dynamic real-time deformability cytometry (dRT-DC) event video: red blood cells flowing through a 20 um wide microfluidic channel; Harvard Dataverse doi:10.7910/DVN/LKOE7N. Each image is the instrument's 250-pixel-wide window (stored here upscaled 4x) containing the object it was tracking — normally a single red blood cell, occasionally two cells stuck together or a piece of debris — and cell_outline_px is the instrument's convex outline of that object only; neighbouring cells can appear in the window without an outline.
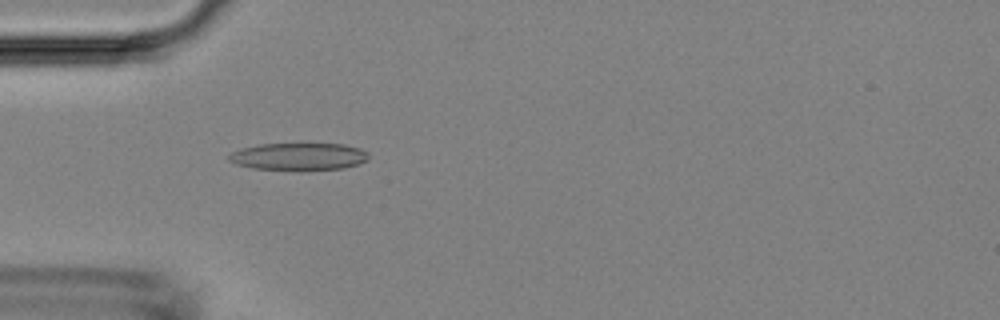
{"species": "Egyptian fruit bat (a non-hibernating species)", "species_latin": "Rousettus aegyptiacus", "temperature_condition": "room temperature", "stored_images_in_passage": 49, "camera_frame_rate_fps": 3000, "um_per_image_px": 0.085, "animal": {"sex": "female"}, "frame": {"image": 1, "passage_image": 15, "time_ms": 4.667, "image_size_px": [1000, 320], "cell_outline_px": [[368, 160], [360, 164], [344, 168], [308, 172], [300, 172], [252, 168], [236, 164], [228, 160], [228, 156], [232, 152], [240, 148], [260, 144], [344, 144], [360, 148], [368, 152]], "centroid_in_image_um": [25.42, 13.34], "position_along_channel_um": 59.6, "area_um2": 23.06}}
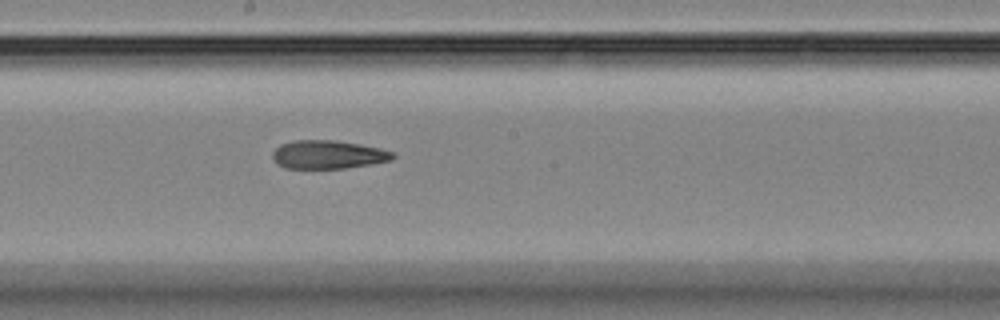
{"frame": {"image": 2, "passage_image": 27, "time_ms": 8.667, "image_size_px": [1000, 320], "cell_outline_px": [[396, 156], [392, 160], [372, 164], [344, 168], [284, 168], [276, 164], [272, 160], [272, 152], [280, 144], [296, 140], [336, 140], [360, 144], [380, 148], [396, 152]], "centroid_in_image_um": [27.89, 13.14], "position_along_channel_um": 220.3, "area_um2": 20.17}}
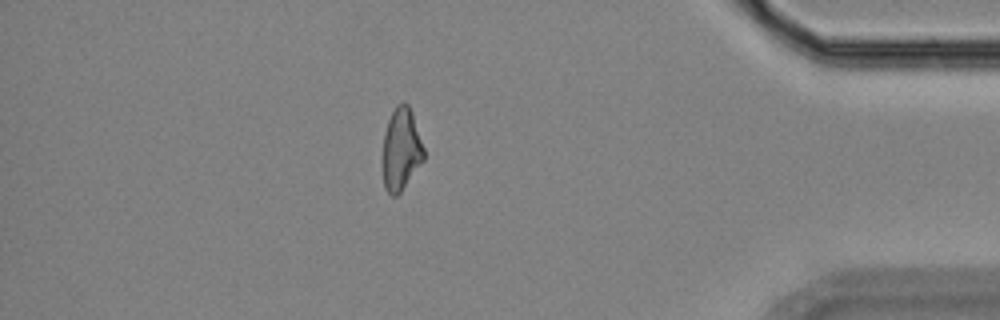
{"frame": {"image": 3, "passage_image": 43, "time_ms": 14.0, "image_size_px": [1000, 320], "cell_outline_px": [[424, 160], [400, 192], [396, 196], [392, 196], [384, 188], [380, 160], [384, 132], [388, 120], [396, 104], [404, 100], [408, 104], [412, 112], [424, 148]], "centroid_in_image_um": [34.05, 12.69], "position_along_channel_um": 401.2, "area_um2": 20.35}}